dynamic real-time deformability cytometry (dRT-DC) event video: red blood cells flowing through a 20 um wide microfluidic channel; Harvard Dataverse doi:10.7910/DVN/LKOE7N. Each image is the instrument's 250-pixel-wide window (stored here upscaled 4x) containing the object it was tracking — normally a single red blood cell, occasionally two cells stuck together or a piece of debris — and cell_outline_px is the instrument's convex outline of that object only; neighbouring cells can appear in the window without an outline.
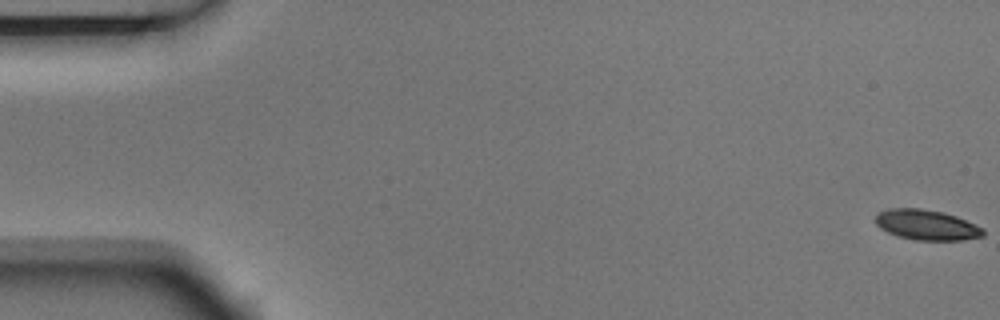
{"species": "Egyptian fruit bat (a non-hibernating species)", "species_latin": "Rousettus aegyptiacus", "temperature_condition": "room temperature", "stored_images_in_passage": 5, "camera_frame_rate_fps": 3000, "um_per_image_px": 0.085, "animal": {"sex": "male"}, "frame": {"image": 1, "passage_image": 1, "time_ms": 0.0, "image_size_px": [1000, 320], "cell_outline_px": [[984, 236], [964, 240], [916, 240], [900, 236], [888, 232], [880, 228], [876, 224], [876, 216], [880, 212], [892, 208], [920, 208], [944, 212], [956, 216], [984, 228]], "centroid_in_image_um": [78.8, 19.11], "position_along_channel_um": 6.2, "area_um2": 18.9}}
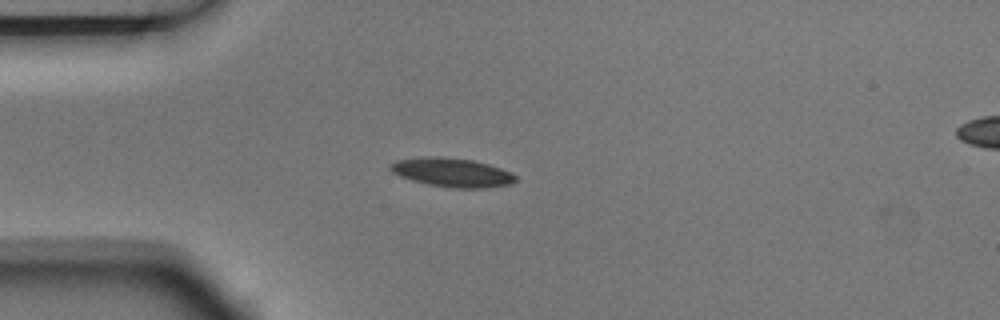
{"frame": {"image": 2, "passage_image": 5, "time_ms": 1.333, "image_size_px": [1000, 320], "cell_outline_px": [[516, 180], [512, 184], [484, 188], [452, 188], [428, 184], [412, 180], [400, 176], [392, 172], [388, 168], [388, 164], [396, 160], [420, 156], [444, 156], [472, 160], [488, 164], [500, 168], [516, 176]], "centroid_in_image_um": [38.37, 14.64], "position_along_channel_um": 46.6, "area_um2": 21.27}}